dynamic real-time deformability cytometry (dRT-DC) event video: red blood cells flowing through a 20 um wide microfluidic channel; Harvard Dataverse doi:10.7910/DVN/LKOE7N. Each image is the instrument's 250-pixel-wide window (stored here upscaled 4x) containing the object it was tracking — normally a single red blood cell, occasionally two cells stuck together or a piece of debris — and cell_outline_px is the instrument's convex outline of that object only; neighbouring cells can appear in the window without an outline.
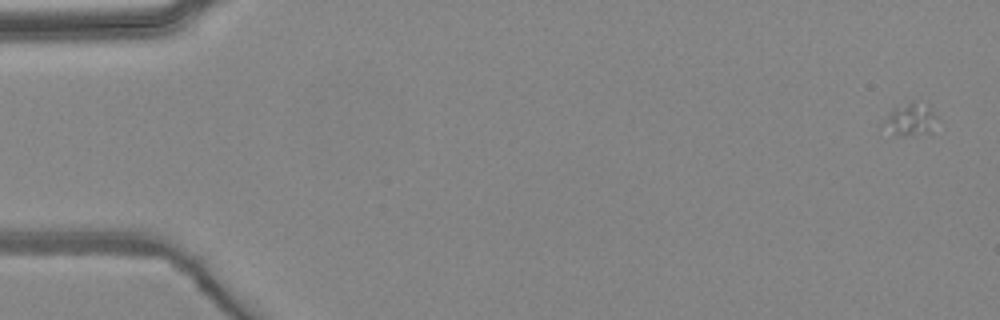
{"species": "common noctule bat (a hibernating species)", "species_latin": "Nyctalus noctula", "temperature_condition": "warm", "stored_images_in_passage": 4, "camera_frame_rate_fps": 3000, "um_per_image_px": 0.085, "animal": {"sex": "female", "body_mass_g": 24.6, "forearm_length_mm": 56.2}, "frame": {"image": 1, "passage_image": 1, "time_ms": 0.0, "image_size_px": [1000, 320], "cell_outline_px": [[936, 116], [932, 132], [900, 136], [880, 128], [880, 124], [892, 108], [912, 100], [916, 100], [928, 104]], "centroid_in_image_um": [77.32, 10.12], "position_along_channel_um": 7.7, "area_um2": 10.46}}